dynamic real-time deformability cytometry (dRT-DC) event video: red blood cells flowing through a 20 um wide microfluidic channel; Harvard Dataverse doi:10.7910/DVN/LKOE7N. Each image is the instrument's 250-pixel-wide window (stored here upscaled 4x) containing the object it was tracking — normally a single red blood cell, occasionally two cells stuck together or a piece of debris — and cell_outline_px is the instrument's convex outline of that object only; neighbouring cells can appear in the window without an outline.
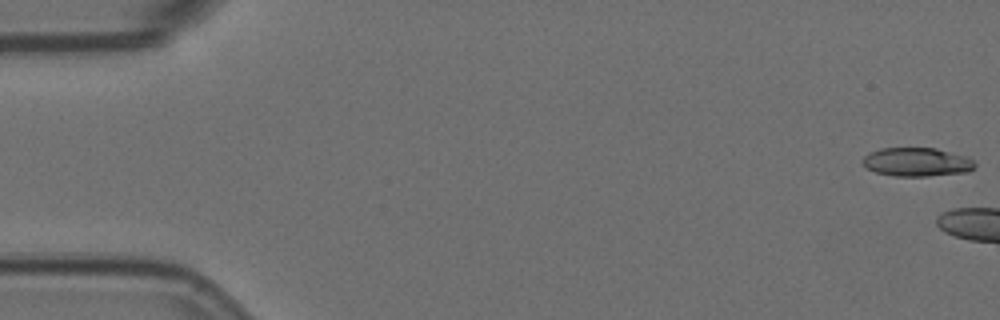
{"species": "Egyptian fruit bat (a non-hibernating species)", "species_latin": "Rousettus aegyptiacus", "temperature_condition": "room temperature", "stored_images_in_passage": 6, "camera_frame_rate_fps": 3000, "um_per_image_px": 0.085, "animal": {"sex": "female"}, "frame": {"image": 1, "passage_image": 1, "time_ms": 0.0, "image_size_px": [1000, 320], "cell_outline_px": [[976, 164], [968, 172], [928, 176], [896, 176], [876, 172], [868, 168], [860, 160], [868, 152], [880, 148], [936, 148], [968, 156]], "centroid_in_image_um": [77.93, 13.76], "position_along_channel_um": 7.1, "area_um2": 18.84}}